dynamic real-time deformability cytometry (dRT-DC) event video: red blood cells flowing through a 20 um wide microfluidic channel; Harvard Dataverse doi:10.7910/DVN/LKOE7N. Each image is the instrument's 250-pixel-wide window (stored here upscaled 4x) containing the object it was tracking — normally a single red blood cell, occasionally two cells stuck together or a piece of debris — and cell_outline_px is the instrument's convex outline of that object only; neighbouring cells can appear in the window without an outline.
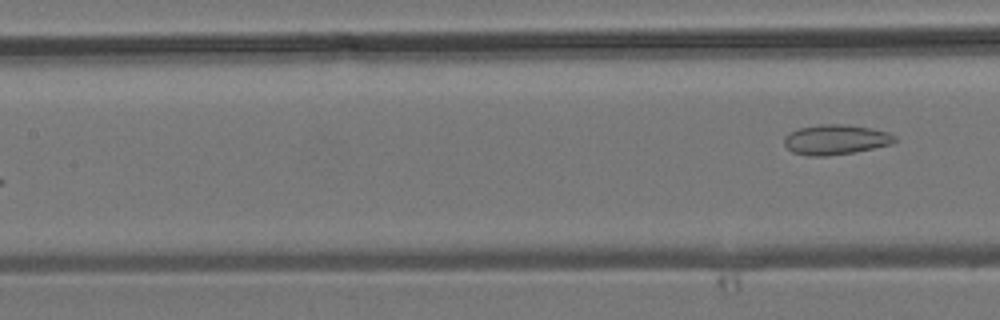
{"species": "common noctule bat (a hibernating species)", "species_latin": "Nyctalus noctula", "temperature_condition": "room temperature", "stored_images_in_passage": 6, "segment_of_instrument_passage": [2, 2], "camera_frame_rate_fps": 3000, "um_per_image_px": 0.085, "animal": {"sex": "male", "body_mass_g": 19.2, "forearm_length_mm": 51.8}, "frame": {"image": 1, "passage_image": 6, "time_ms": 6.0, "image_size_px": [1000, 320], "cell_outline_px": [[896, 140], [892, 144], [852, 152], [828, 156], [808, 156], [792, 152], [784, 144], [784, 136], [800, 128], [820, 124], [848, 124], [872, 128], [888, 132], [896, 136]], "centroid_in_image_um": [71.04, 11.86], "position_along_channel_um": 136.4, "area_um2": 19.31}}